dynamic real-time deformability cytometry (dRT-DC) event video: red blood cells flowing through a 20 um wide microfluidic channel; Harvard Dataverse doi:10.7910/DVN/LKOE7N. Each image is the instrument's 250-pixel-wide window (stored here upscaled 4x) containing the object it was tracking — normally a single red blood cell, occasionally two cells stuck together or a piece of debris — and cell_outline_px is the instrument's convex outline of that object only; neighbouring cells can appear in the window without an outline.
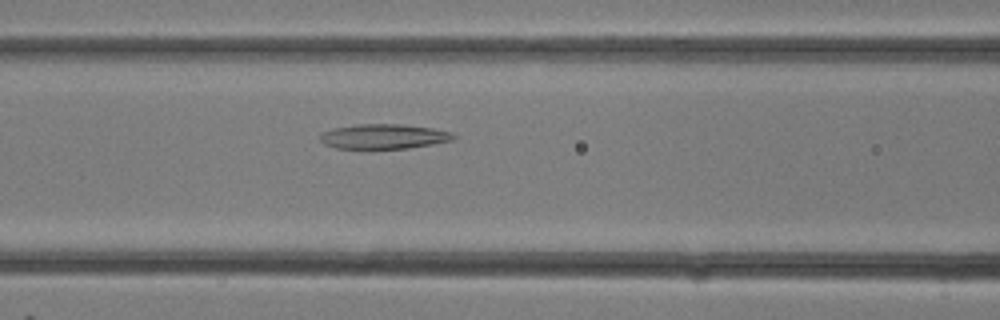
{"species": "common noctule bat (a hibernating species)", "species_latin": "Nyctalus noctula", "temperature_condition": "room temperature", "stored_images_in_passage": 7, "camera_frame_rate_fps": 3000, "um_per_image_px": 0.085, "animal": {"sex": "female"}, "frame": {"image": 1, "passage_image": 5, "time_ms": 1.333, "image_size_px": [1000, 320], "cell_outline_px": [[456, 136], [452, 140], [432, 144], [408, 148], [336, 148], [324, 144], [320, 140], [320, 132], [332, 128], [356, 124], [400, 124], [432, 128], [452, 132]], "centroid_in_image_um": [32.58, 11.59], "position_along_channel_um": 134.0, "area_um2": 19.25}}
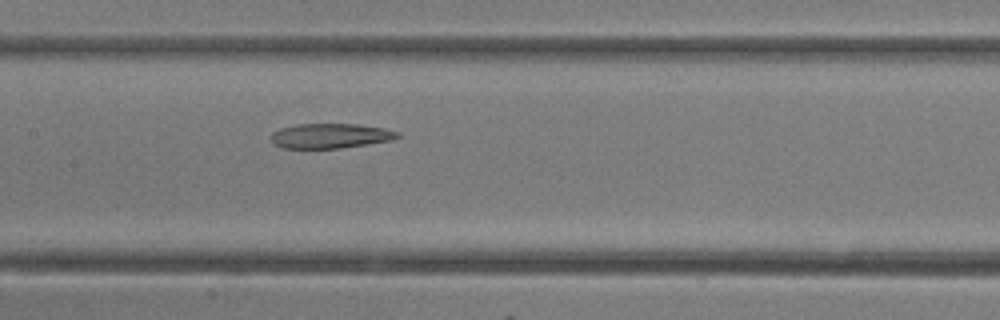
{"frame": {"image": 2, "passage_image": 7, "time_ms": 2.0, "image_size_px": [1000, 320], "cell_outline_px": [[400, 136], [392, 140], [340, 148], [280, 148], [272, 144], [272, 132], [280, 128], [296, 124], [360, 124], [384, 128], [400, 132]], "centroid_in_image_um": [28.07, 11.54], "position_along_channel_um": 179.3, "area_um2": 18.38}}